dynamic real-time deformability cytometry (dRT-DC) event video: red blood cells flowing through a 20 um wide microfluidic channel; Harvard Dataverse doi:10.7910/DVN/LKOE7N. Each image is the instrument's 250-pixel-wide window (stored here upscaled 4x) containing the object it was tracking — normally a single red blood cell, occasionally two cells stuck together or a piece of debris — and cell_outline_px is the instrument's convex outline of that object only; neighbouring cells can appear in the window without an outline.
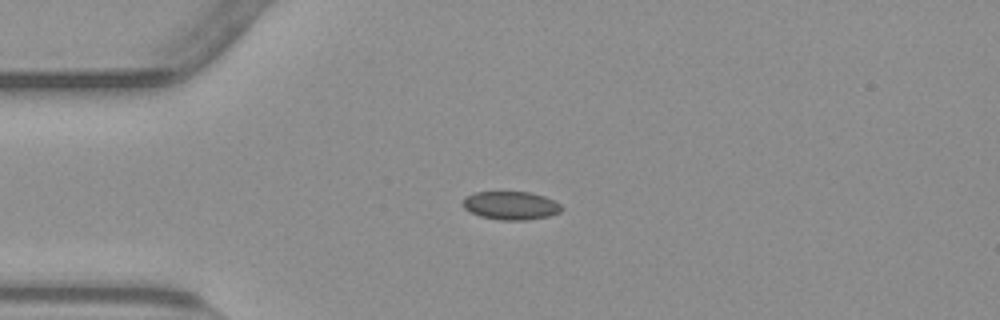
{"species": "common noctule bat (a hibernating species)", "species_latin": "Nyctalus noctula", "temperature_condition": "warm", "stored_images_in_passage": 42, "camera_frame_rate_fps": 3000, "um_per_image_px": 0.085, "animal": {"sex": "male", "body_mass_g": 23.1, "forearm_length_mm": 52.7}, "frame": {"image": 1, "passage_image": 1, "time_ms": 0.0, "image_size_px": [1000, 320], "cell_outline_px": [[564, 208], [560, 212], [548, 216], [524, 220], [500, 220], [480, 216], [464, 208], [460, 204], [464, 196], [476, 192], [532, 192], [544, 196], [560, 204]], "centroid_in_image_um": [43.39, 17.46], "position_along_channel_um": 41.6, "area_um2": 16.36}}
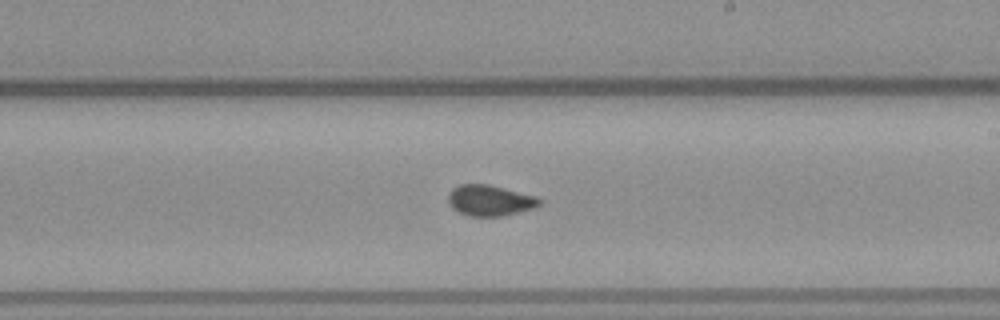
{"frame": {"image": 2, "passage_image": 19, "time_ms": 6.0, "image_size_px": [1000, 320], "cell_outline_px": [[544, 200], [536, 208], [500, 216], [468, 216], [452, 208], [448, 200], [448, 192], [452, 188], [460, 184], [488, 184], [536, 196]], "centroid_in_image_um": [41.65, 17.03], "position_along_channel_um": 247.4, "area_um2": 16.47}}
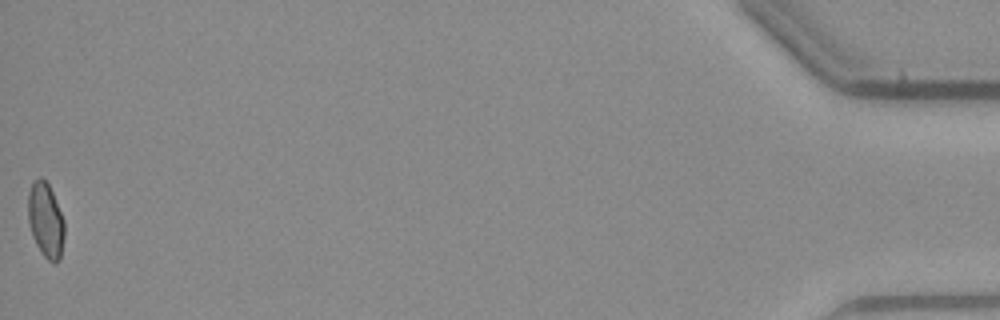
{"frame": {"image": 3, "passage_image": 42, "time_ms": 13.667, "image_size_px": [1000, 320], "cell_outline_px": [[64, 236], [60, 260], [56, 264], [48, 260], [44, 256], [36, 244], [32, 236], [28, 220], [28, 192], [32, 180], [40, 176], [48, 184], [52, 192], [64, 220]], "centroid_in_image_um": [3.87, 18.71], "position_along_channel_um": 431.3, "area_um2": 15.95}, "authors_computed_cell_mechanics": {"area_um2": 16.3285, "velocity_mm_per_s": 3.8007, "shape_relaxation_time_tau1_ms": null, "shape_relaxation_time_tau2_ms": 0.9974, "deformation_change_tau1": null, "deformation_change_tau2": 0.0388}}